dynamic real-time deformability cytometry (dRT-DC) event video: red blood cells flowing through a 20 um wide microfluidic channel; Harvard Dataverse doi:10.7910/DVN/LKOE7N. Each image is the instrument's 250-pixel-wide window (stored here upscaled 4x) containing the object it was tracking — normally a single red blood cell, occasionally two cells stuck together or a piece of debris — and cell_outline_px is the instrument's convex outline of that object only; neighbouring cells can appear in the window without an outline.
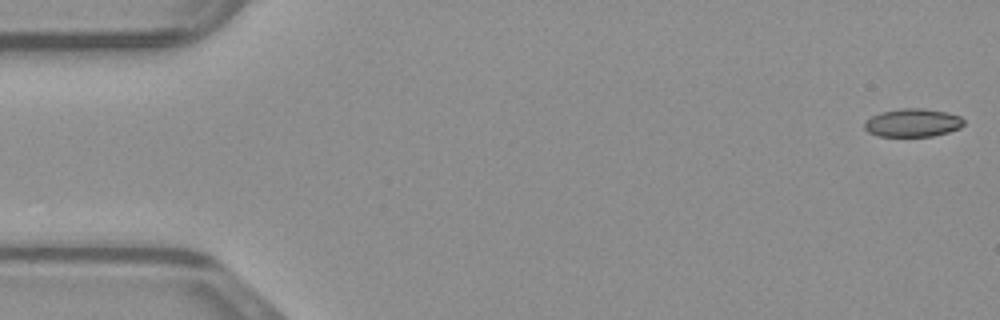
{"species": "common noctule bat (a hibernating species)", "species_latin": "Nyctalus noctula", "temperature_condition": "warm", "stored_images_in_passage": 48, "camera_frame_rate_fps": 3000, "um_per_image_px": 0.085, "animal": {"sex": "male", "body_mass_g": 23.1, "forearm_length_mm": 52.7}, "frame": {"image": 1, "passage_image": 1, "time_ms": 0.0, "image_size_px": [1000, 320], "cell_outline_px": [[964, 124], [960, 128], [948, 132], [932, 136], [876, 136], [868, 132], [864, 128], [864, 124], [872, 116], [880, 112], [900, 108], [924, 108], [948, 112], [960, 116], [964, 120]], "centroid_in_image_um": [77.59, 10.43], "position_along_channel_um": 7.4, "area_um2": 16.42}}
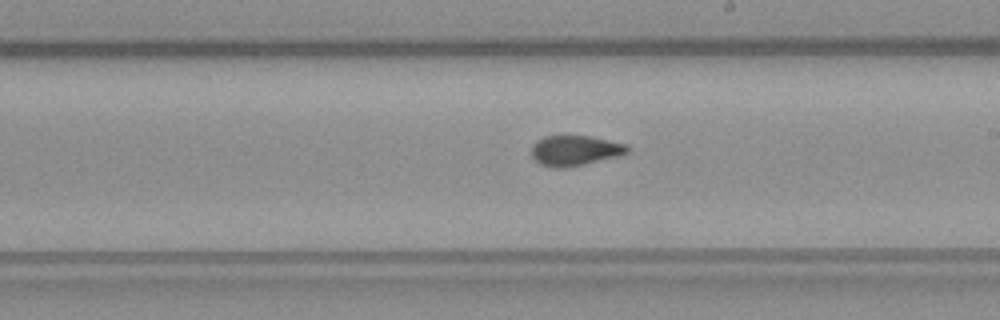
{"frame": {"image": 2, "passage_image": 27, "time_ms": 8.667, "image_size_px": [1000, 320], "cell_outline_px": [[632, 148], [628, 152], [620, 156], [568, 168], [556, 168], [540, 164], [532, 156], [532, 144], [536, 140], [544, 136], [592, 136], [628, 144]], "centroid_in_image_um": [48.92, 12.79], "position_along_channel_um": 240.1, "area_um2": 17.22}}
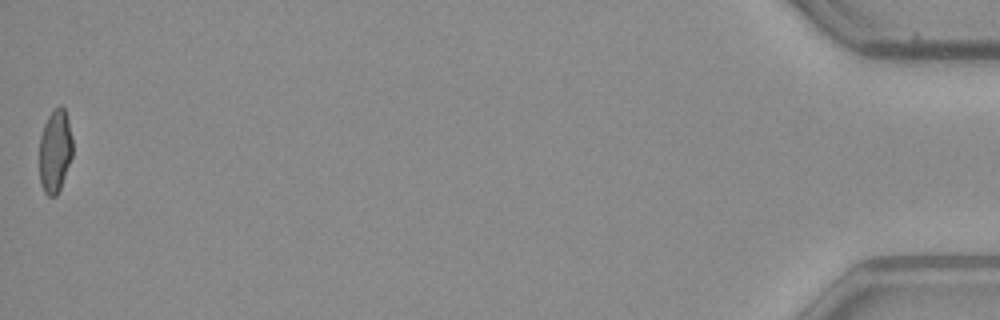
{"frame": {"image": 3, "passage_image": 48, "time_ms": 15.667, "image_size_px": [1000, 320], "cell_outline_px": [[72, 156], [60, 188], [56, 196], [48, 196], [44, 192], [40, 184], [40, 136], [44, 124], [48, 116], [60, 104], [64, 108], [68, 120], [72, 140]], "centroid_in_image_um": [4.67, 12.85], "position_along_channel_um": 430.5, "area_um2": 15.95}}